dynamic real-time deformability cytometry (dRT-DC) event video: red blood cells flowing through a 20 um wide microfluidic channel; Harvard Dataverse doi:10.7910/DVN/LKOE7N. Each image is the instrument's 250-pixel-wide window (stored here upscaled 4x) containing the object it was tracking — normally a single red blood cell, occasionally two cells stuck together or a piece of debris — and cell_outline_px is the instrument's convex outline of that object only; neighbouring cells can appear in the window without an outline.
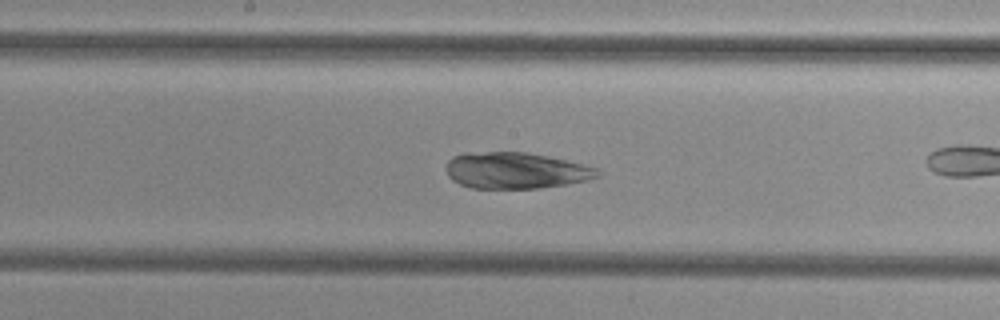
{"species": "common noctule bat (a hibernating species)", "species_latin": "Nyctalus noctula", "temperature_condition": "cold", "stored_images_in_passage": 37, "camera_frame_rate_fps": 3000, "um_per_image_px": 0.085, "animal": {"sex": "female", "body_mass_g": 29.2, "forearm_length_mm": 56.3}, "frame": {"image": 1, "passage_image": 27, "time_ms": 8.667, "image_size_px": [1000, 320], "cell_outline_px": [[600, 176], [588, 180], [564, 184], [536, 188], [472, 188], [460, 184], [452, 180], [448, 176], [448, 160], [452, 156], [464, 152], [524, 152], [548, 156], [596, 168], [600, 172]], "centroid_in_image_um": [43.8, 14.49], "position_along_channel_um": 204.4, "area_um2": 31.73}}